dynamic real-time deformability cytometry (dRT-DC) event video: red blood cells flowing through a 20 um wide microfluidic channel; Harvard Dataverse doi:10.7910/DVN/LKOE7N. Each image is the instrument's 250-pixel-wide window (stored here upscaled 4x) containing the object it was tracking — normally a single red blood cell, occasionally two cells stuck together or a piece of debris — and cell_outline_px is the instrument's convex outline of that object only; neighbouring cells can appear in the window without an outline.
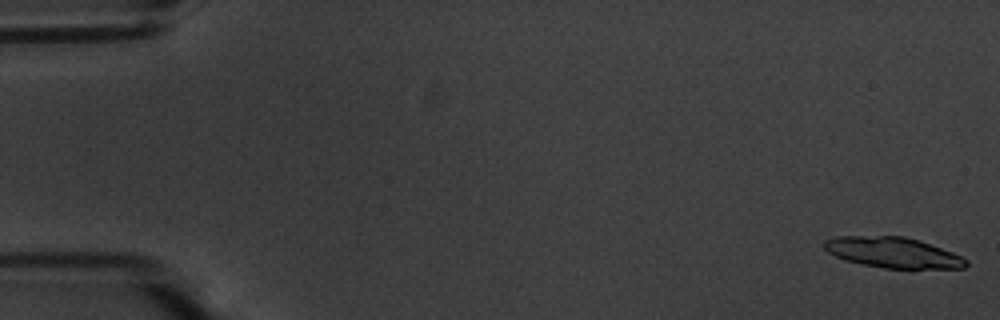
{"species": "common noctule bat (a hibernating species)", "species_latin": "Nyctalus noctula", "temperature_condition": "warm", "stored_images_in_passage": 17, "camera_frame_rate_fps": 3000, "um_per_image_px": 0.085, "animal": {"sex": "male", "body_mass_g": 20.1, "forearm_length_mm": 53.5}, "frame": {"image": 1, "passage_image": 1, "time_ms": 0.0, "image_size_px": [1000, 320], "cell_outline_px": [[968, 264], [964, 268], [884, 268], [860, 264], [844, 260], [828, 252], [824, 248], [824, 240], [836, 236], [904, 236], [920, 240], [952, 252], [968, 260]], "centroid_in_image_um": [75.88, 21.46], "position_along_channel_um": 9.1, "area_um2": 25.26}}